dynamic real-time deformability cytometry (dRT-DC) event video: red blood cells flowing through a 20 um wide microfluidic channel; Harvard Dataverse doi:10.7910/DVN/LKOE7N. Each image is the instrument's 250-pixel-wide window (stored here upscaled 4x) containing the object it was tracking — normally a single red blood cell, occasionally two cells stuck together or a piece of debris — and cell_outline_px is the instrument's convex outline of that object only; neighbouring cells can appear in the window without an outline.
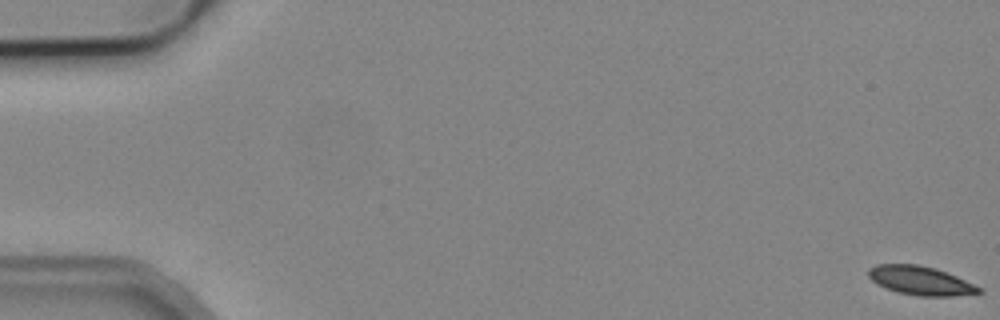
{"species": "common noctule bat (a hibernating species)", "species_latin": "Nyctalus noctula", "temperature_condition": "cold", "stored_images_in_passage": 4, "camera_frame_rate_fps": 3000, "um_per_image_px": 0.085, "animal": {"sex": "male", "body_mass_g": 19.2, "forearm_length_mm": 51.8}, "frame": {"image": 1, "passage_image": 1, "time_ms": 0.0, "image_size_px": [1000, 320], "cell_outline_px": [[984, 292], [952, 296], [916, 296], [900, 292], [876, 284], [868, 276], [868, 268], [876, 264], [920, 264], [936, 268], [956, 276], [984, 288]], "centroid_in_image_um": [78.27, 23.84], "position_along_channel_um": 6.7, "area_um2": 18.67}}